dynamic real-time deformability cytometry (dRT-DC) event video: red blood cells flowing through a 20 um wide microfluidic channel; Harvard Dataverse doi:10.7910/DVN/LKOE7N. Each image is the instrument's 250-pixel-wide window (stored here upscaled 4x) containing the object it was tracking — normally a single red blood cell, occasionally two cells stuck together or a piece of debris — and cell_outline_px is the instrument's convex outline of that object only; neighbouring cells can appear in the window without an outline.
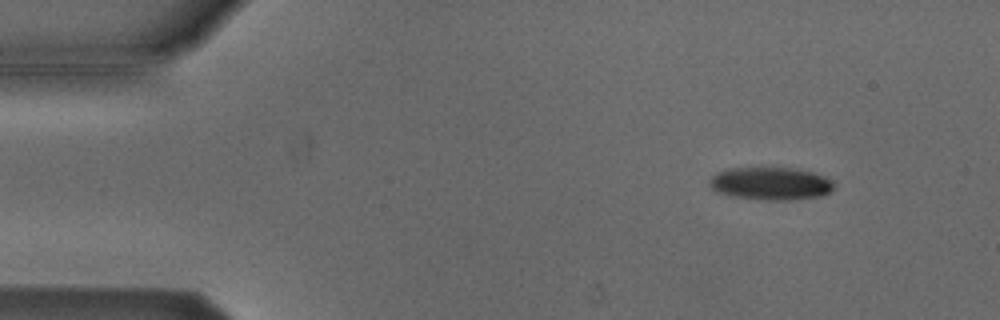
{"species": "Egyptian fruit bat (a non-hibernating species)", "species_latin": "Rousettus aegyptiacus", "temperature_condition": "cold", "stored_images_in_passage": 3, "camera_frame_rate_fps": 3000, "um_per_image_px": 0.085, "animal": {"sex": "male"}, "frame": {"image": 1, "passage_image": 1, "time_ms": 0.0, "image_size_px": [1000, 320], "cell_outline_px": [[836, 188], [832, 192], [820, 196], [788, 200], [760, 200], [728, 196], [716, 192], [708, 184], [708, 180], [716, 172], [728, 168], [760, 164], [792, 168], [812, 172], [824, 176], [832, 180], [836, 184]], "centroid_in_image_um": [65.47, 15.56], "position_along_channel_um": 19.5, "area_um2": 25.14}}